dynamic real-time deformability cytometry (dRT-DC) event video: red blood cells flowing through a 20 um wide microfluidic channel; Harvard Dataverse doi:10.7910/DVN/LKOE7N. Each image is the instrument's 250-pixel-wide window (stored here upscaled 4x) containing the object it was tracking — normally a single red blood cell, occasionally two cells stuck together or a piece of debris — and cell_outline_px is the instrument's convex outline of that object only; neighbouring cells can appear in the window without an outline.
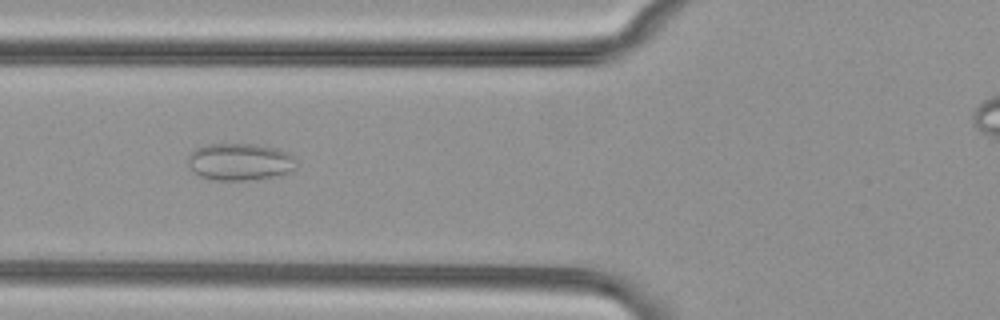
{"species": "common noctule bat (a hibernating species)", "species_latin": "Nyctalus noctula", "temperature_condition": "cold", "stored_images_in_passage": 44, "camera_frame_rate_fps": 3000, "um_per_image_px": 0.085, "animal": {"sex": "female", "body_mass_g": 29.2, "forearm_length_mm": 56.3}, "frame": {"image": 1, "passage_image": 21, "time_ms": 6.667, "image_size_px": [1000, 320], "cell_outline_px": [[296, 168], [292, 172], [276, 176], [244, 180], [212, 180], [200, 176], [192, 172], [188, 164], [188, 152], [204, 144], [260, 144], [276, 148], [288, 152], [296, 160]], "centroid_in_image_um": [20.37, 13.74], "position_along_channel_um": 105.4, "area_um2": 23.87}}
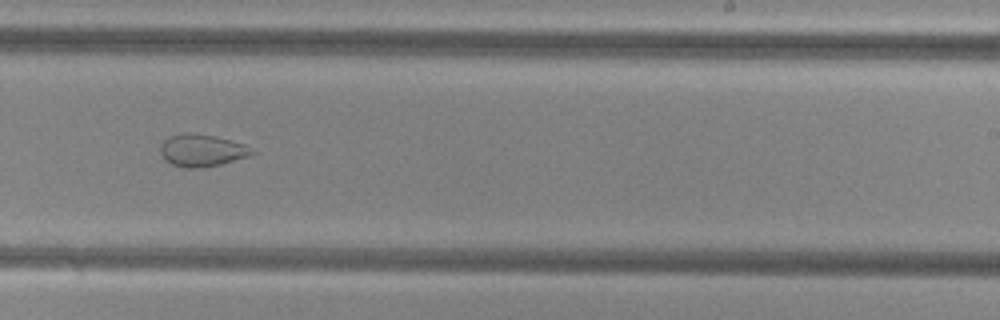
{"frame": {"image": 2, "passage_image": 34, "time_ms": 11.0, "image_size_px": [1000, 320], "cell_outline_px": [[256, 152], [252, 156], [220, 164], [200, 168], [184, 168], [172, 164], [164, 160], [160, 152], [160, 144], [168, 136], [180, 132], [192, 132], [216, 136], [232, 140], [244, 144]], "centroid_in_image_um": [17.14, 12.77], "position_along_channel_um": 271.9, "area_um2": 17.63}}
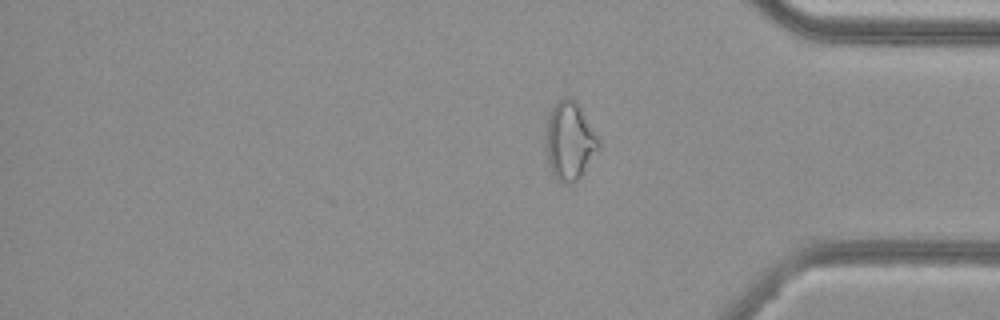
{"frame": {"image": 3, "passage_image": 44, "time_ms": 14.333, "image_size_px": [1000, 320], "cell_outline_px": [[600, 148], [584, 172], [572, 184], [564, 184], [556, 180], [552, 176], [548, 164], [544, 144], [548, 116], [556, 100], [564, 96], [572, 96], [576, 100], [596, 136], [600, 144]], "centroid_in_image_um": [48.37, 11.99], "position_along_channel_um": 386.8, "area_um2": 24.45}, "authors_computed_cell_mechanics": {"area_um2": 22.5998, "velocity_mm_per_s": 3.8351, "shape_relaxation_time_tau1_ms": null, "shape_relaxation_time_tau2_ms": 1.5547, "deformation_change_tau1": null, "deformation_change_tau2": 0.0761}}